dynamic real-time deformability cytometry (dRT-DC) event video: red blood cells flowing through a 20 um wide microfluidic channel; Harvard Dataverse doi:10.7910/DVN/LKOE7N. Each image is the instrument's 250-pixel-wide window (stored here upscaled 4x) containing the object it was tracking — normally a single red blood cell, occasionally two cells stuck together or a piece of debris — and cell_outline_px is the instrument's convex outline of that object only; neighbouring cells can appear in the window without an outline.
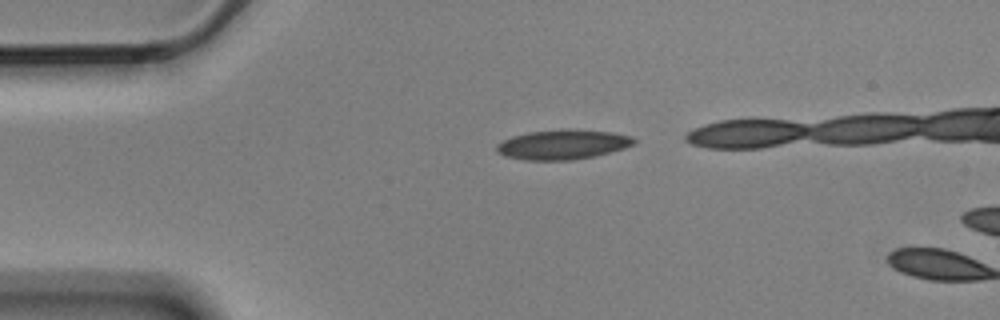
{"species": "Egyptian fruit bat (a non-hibernating species)", "species_latin": "Rousettus aegyptiacus", "temperature_condition": "cold", "stored_images_in_passage": 2, "camera_frame_rate_fps": 3000, "um_per_image_px": 0.085, "animal": {"sex": "male"}, "frame": {"image": 1, "passage_image": 1, "time_ms": 0.0, "image_size_px": [1000, 320], "cell_outline_px": [[636, 144], [624, 148], [596, 156], [572, 160], [524, 160], [504, 156], [496, 152], [496, 144], [512, 136], [528, 132], [564, 128], [568, 128], [612, 132], [632, 136], [636, 140]], "centroid_in_image_um": [47.84, 12.28], "position_along_channel_um": 37.2, "area_um2": 24.16}}